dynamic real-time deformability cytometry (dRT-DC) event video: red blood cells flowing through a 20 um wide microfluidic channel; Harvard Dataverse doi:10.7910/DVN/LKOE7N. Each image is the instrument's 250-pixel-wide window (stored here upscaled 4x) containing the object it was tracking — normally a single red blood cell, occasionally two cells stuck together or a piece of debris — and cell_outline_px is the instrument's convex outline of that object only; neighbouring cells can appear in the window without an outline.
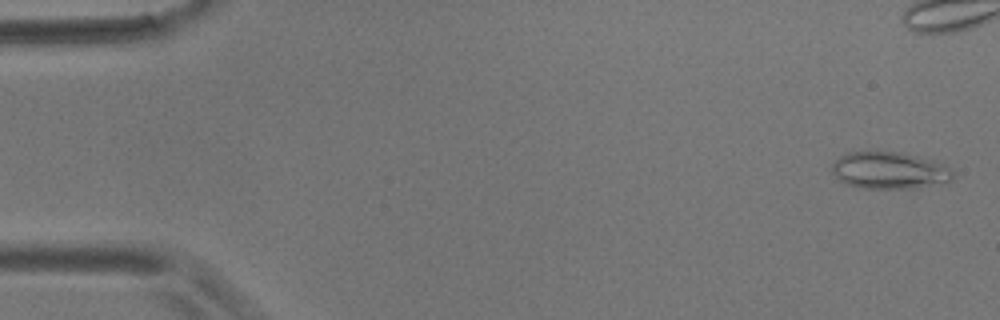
{"species": "common noctule bat (a hibernating species)", "species_latin": "Nyctalus noctula", "temperature_condition": "room temperature", "stored_images_in_passage": 6, "camera_frame_rate_fps": 3000, "um_per_image_px": 0.085, "animal": {"sex": "male", "body_mass_g": 17.9}, "frame": {"image": 1, "passage_image": 1, "time_ms": 0.0, "image_size_px": [1000, 320], "cell_outline_px": [[952, 180], [948, 184], [916, 188], [864, 188], [848, 184], [840, 180], [832, 172], [832, 164], [840, 156], [848, 152], [896, 152], [936, 160], [952, 168]], "centroid_in_image_um": [75.68, 14.5], "position_along_channel_um": 9.3, "area_um2": 26.18}}